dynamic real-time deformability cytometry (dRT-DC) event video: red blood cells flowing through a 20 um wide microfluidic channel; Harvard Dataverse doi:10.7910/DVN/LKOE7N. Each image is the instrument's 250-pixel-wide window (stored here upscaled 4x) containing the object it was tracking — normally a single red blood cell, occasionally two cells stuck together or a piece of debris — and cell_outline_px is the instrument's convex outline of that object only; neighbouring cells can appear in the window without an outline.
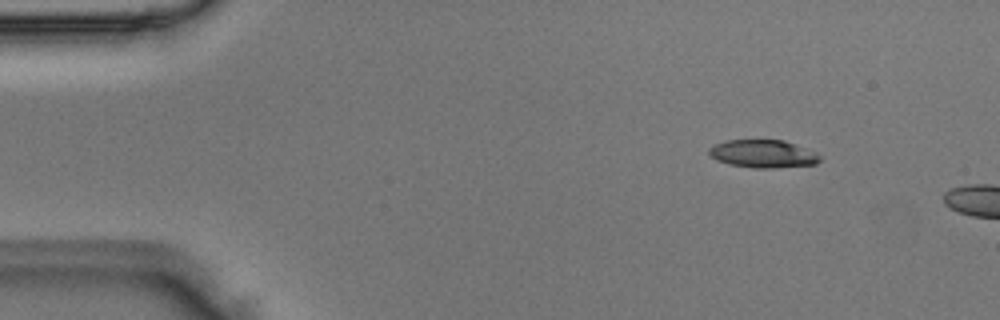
{"species": "Egyptian fruit bat (a non-hibernating species)", "species_latin": "Rousettus aegyptiacus", "temperature_condition": "room temperature", "stored_images_in_passage": 3, "camera_frame_rate_fps": 3000, "um_per_image_px": 0.085, "animal": {"sex": "male"}, "frame": {"image": 1, "passage_image": 2, "time_ms": 0.333, "image_size_px": [1000, 320], "cell_outline_px": [[820, 160], [816, 164], [772, 168], [752, 168], [728, 164], [716, 160], [708, 152], [708, 148], [724, 140], [784, 140], [812, 152], [820, 156]], "centroid_in_image_um": [64.79, 13.08], "position_along_channel_um": 20.2, "area_um2": 17.8}}